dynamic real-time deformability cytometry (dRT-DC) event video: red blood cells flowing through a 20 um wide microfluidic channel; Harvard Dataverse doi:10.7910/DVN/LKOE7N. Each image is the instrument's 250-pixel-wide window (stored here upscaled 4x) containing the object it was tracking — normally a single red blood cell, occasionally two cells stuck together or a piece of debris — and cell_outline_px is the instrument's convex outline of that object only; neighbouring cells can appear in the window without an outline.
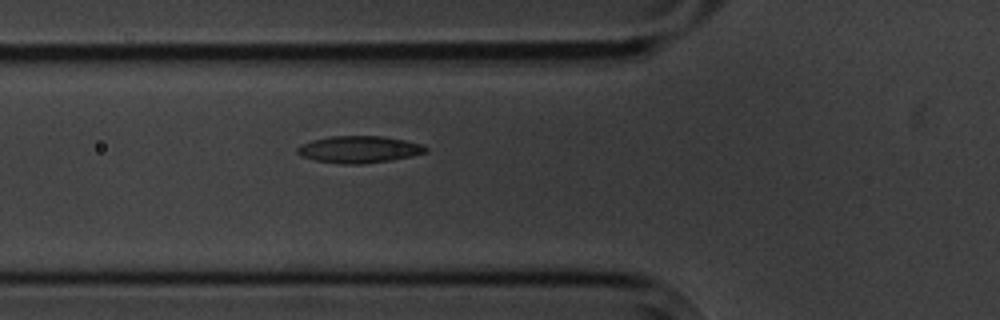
{"species": "common noctule bat (a hibernating species)", "species_latin": "Nyctalus noctula", "temperature_condition": "cold", "stored_images_in_passage": 4, "camera_frame_rate_fps": 3000, "um_per_image_px": 0.085, "animal": {"sex": "male", "body_mass_g": 20.1, "forearm_length_mm": 53.5}, "frame": {"image": 1, "passage_image": 4, "time_ms": 3.667, "image_size_px": [1000, 320], "cell_outline_px": [[428, 152], [412, 156], [392, 160], [364, 164], [340, 164], [316, 160], [300, 156], [296, 152], [296, 148], [300, 144], [312, 140], [328, 136], [384, 136], [424, 144], [428, 148]], "centroid_in_image_um": [30.53, 12.7], "position_along_channel_um": 95.3, "area_um2": 20.46}}